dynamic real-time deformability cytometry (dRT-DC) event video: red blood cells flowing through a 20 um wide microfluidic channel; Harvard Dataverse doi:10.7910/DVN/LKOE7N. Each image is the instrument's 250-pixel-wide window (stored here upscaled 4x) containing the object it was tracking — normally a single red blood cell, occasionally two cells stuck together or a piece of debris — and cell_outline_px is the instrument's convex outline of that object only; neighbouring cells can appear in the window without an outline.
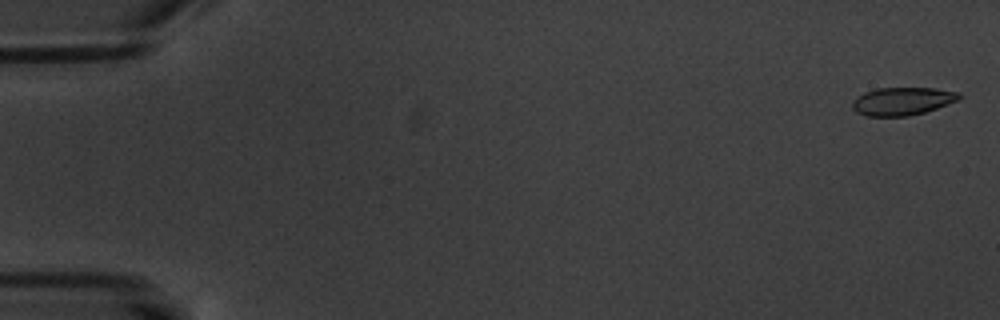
{"species": "common noctule bat (a hibernating species)", "species_latin": "Nyctalus noctula", "temperature_condition": "warm", "stored_images_in_passage": 5, "camera_frame_rate_fps": 3000, "um_per_image_px": 0.085, "animal": {"sex": "male", "body_mass_g": 20.1, "forearm_length_mm": 53.5}, "frame": {"image": 1, "passage_image": 1, "time_ms": 0.0, "image_size_px": [1000, 320], "cell_outline_px": [[964, 96], [960, 100], [924, 112], [908, 116], [868, 116], [856, 112], [852, 108], [852, 100], [856, 96], [864, 92], [876, 88], [936, 88], [960, 92]], "centroid_in_image_um": [76.72, 8.59], "position_along_channel_um": 8.3, "area_um2": 17.63}}